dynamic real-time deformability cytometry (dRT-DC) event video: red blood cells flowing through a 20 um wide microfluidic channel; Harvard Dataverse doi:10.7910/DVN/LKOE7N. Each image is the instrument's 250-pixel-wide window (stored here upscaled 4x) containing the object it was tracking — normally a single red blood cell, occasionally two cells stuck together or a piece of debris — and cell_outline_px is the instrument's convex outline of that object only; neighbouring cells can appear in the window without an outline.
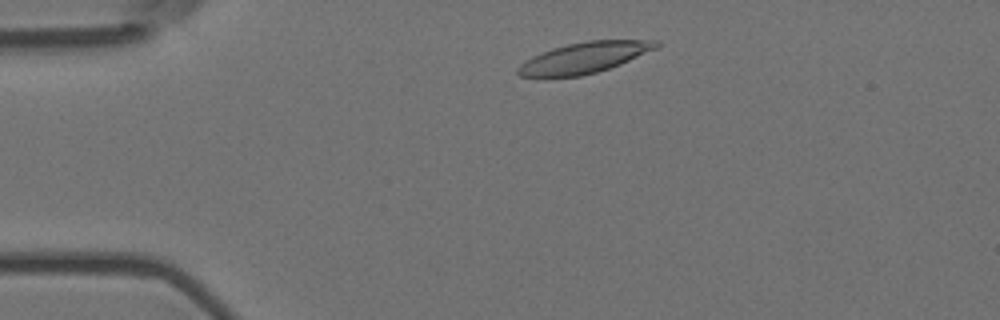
{"species": "Egyptian fruit bat (a non-hibernating species)", "species_latin": "Rousettus aegyptiacus", "temperature_condition": "room temperature", "stored_images_in_passage": 6, "camera_frame_rate_fps": 3000, "um_per_image_px": 0.085, "animal": {"sex": "female"}, "frame": {"image": 1, "passage_image": 2, "time_ms": 0.333, "image_size_px": [1000, 320], "cell_outline_px": [[660, 44], [656, 48], [620, 64], [596, 72], [580, 76], [544, 80], [520, 76], [516, 72], [516, 68], [524, 60], [532, 56], [552, 48], [568, 44], [588, 40], [660, 40]], "centroid_in_image_um": [49.54, 4.95], "position_along_channel_um": 35.5, "area_um2": 25.43}}
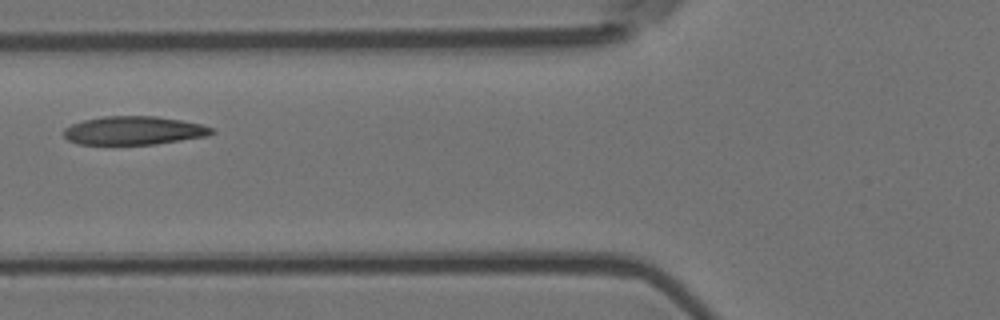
{"frame": {"image": 2, "passage_image": 5, "time_ms": 1.333, "image_size_px": [1000, 320], "cell_outline_px": [[216, 132], [208, 136], [156, 144], [76, 144], [68, 140], [64, 136], [64, 128], [72, 124], [84, 120], [104, 116], [156, 116], [180, 120], [200, 124], [216, 128]], "centroid_in_image_um": [11.41, 11.1], "position_along_channel_um": 114.4, "area_um2": 24.62}}
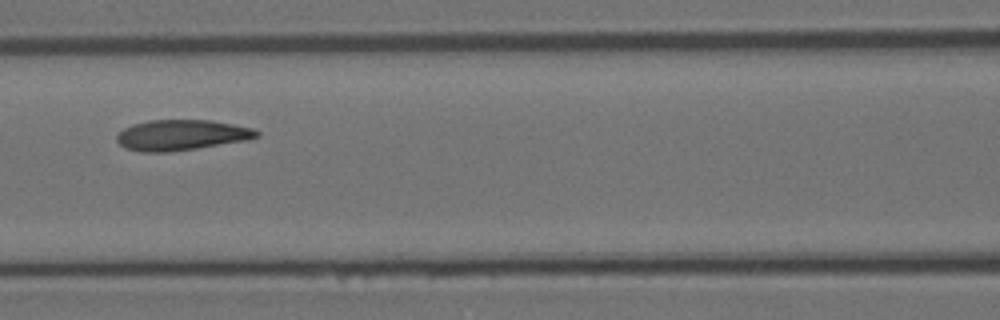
{"frame": {"image": 3, "passage_image": 6, "time_ms": 1.667, "image_size_px": [1000, 320], "cell_outline_px": [[260, 136], [248, 140], [196, 148], [168, 152], [140, 152], [124, 148], [116, 140], [116, 136], [124, 128], [132, 124], [148, 120], [212, 120], [252, 128], [260, 132]], "centroid_in_image_um": [15.41, 11.48], "position_along_channel_um": 151.2, "area_um2": 24.97}}